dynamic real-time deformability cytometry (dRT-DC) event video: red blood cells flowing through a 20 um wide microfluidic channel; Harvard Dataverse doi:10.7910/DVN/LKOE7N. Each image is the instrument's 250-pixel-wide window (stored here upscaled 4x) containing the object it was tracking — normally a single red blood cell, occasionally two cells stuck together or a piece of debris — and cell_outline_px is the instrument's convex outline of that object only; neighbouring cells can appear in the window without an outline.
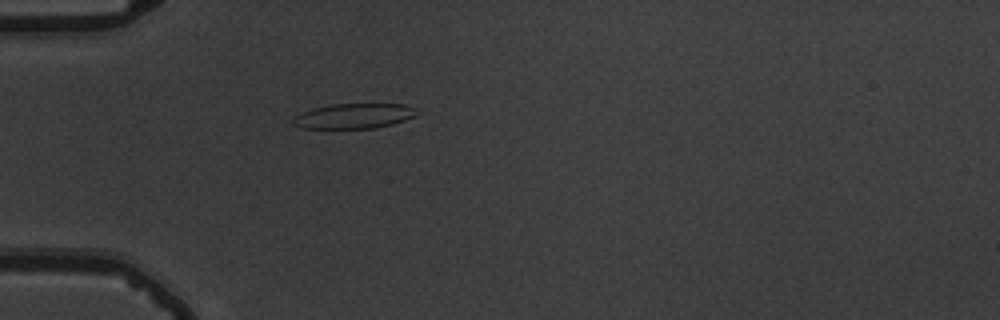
{"species": "common noctule bat (a hibernating species)", "species_latin": "Nyctalus noctula", "temperature_condition": "warm", "stored_images_in_passage": 37, "camera_frame_rate_fps": 3000, "um_per_image_px": 0.085, "animal": {"sex": "male", "body_mass_g": 19.5, "forearm_length_mm": 54.6}, "frame": {"image": 1, "passage_image": 2, "time_ms": 0.333, "image_size_px": [1000, 320], "cell_outline_px": [[416, 116], [392, 124], [376, 128], [300, 128], [292, 124], [292, 120], [296, 116], [312, 108], [332, 104], [404, 104], [412, 108]], "centroid_in_image_um": [30.04, 9.86], "position_along_channel_um": 55.0, "area_um2": 17.8}}
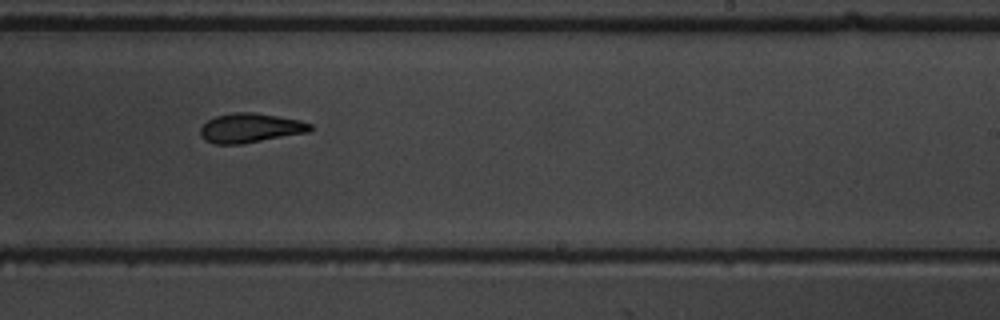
{"frame": {"image": 2, "passage_image": 20, "time_ms": 6.333, "image_size_px": [1000, 320], "cell_outline_px": [[312, 128], [308, 132], [240, 144], [216, 144], [204, 140], [200, 136], [200, 128], [208, 120], [216, 116], [232, 112], [252, 112], [300, 120], [312, 124]], "centroid_in_image_um": [21.24, 10.87], "position_along_channel_um": 267.8, "area_um2": 18.67}}
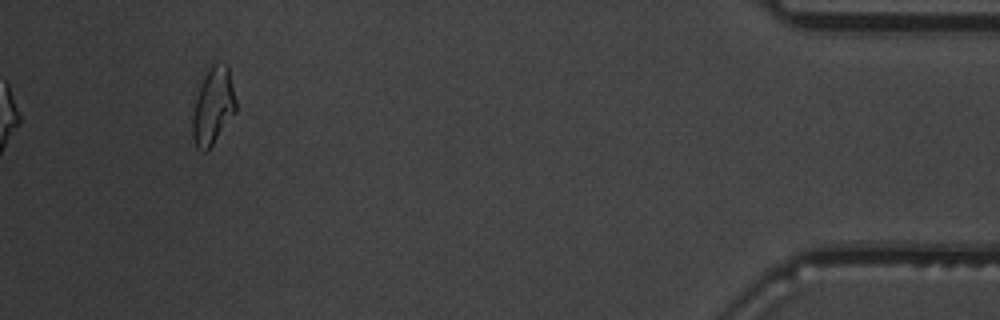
{"frame": {"image": 3, "passage_image": 37, "time_ms": 12.0, "image_size_px": [1000, 320], "cell_outline_px": [[236, 112], [208, 152], [204, 152], [196, 148], [192, 136], [192, 116], [200, 76], [212, 64], [228, 64], [236, 100]], "centroid_in_image_um": [18.09, 9.02], "position_along_channel_um": 417.1, "area_um2": 20.11}, "authors_computed_cell_mechanics": {"area_um2": 18.9584, "velocity_mm_per_s": 3.7212, "shape_relaxation_time_tau1_ms": 5.4407, "shape_relaxation_time_tau2_ms": 1.6827, "deformation_change_tau1": 0.1736, "deformation_change_tau2": 0.0753}}